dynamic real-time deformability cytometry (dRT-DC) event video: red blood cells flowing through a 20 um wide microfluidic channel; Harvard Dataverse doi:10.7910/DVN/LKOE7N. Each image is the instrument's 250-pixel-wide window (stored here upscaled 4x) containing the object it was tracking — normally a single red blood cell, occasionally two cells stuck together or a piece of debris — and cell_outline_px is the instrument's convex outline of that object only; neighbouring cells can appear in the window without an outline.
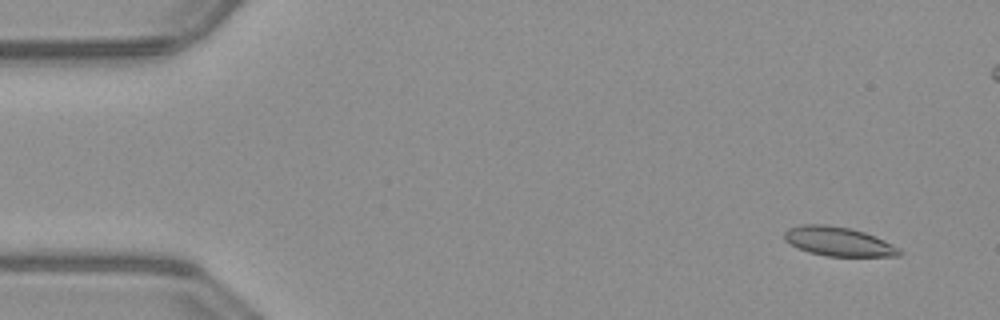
{"species": "common noctule bat (a hibernating species)", "species_latin": "Nyctalus noctula", "temperature_condition": "warm", "stored_images_in_passage": 53, "camera_frame_rate_fps": 3000, "um_per_image_px": 0.085, "animal": {"sex": "male", "body_mass_g": 23.1, "forearm_length_mm": 52.7}, "frame": {"image": 1, "passage_image": 4, "time_ms": 1.0, "image_size_px": [1000, 320], "cell_outline_px": [[904, 252], [900, 256], [824, 256], [808, 252], [784, 240], [784, 232], [788, 228], [800, 224], [828, 224], [848, 228], [864, 232], [876, 236], [900, 248]], "centroid_in_image_um": [71.28, 20.52], "position_along_channel_um": 13.7, "area_um2": 19.65}}
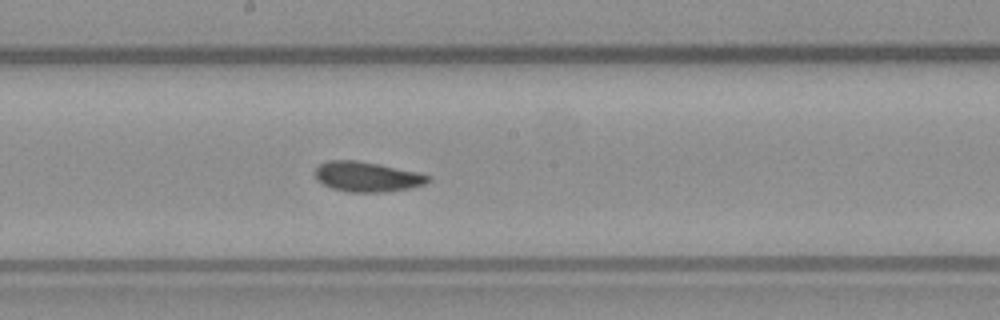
{"frame": {"image": 2, "passage_image": 28, "time_ms": 9.0, "image_size_px": [1000, 320], "cell_outline_px": [[432, 180], [424, 184], [408, 188], [384, 192], [348, 192], [332, 188], [316, 180], [316, 168], [320, 164], [328, 160], [356, 160], [380, 164], [416, 172], [432, 176]], "centroid_in_image_um": [31.21, 15.02], "position_along_channel_um": 217.0, "area_um2": 19.71}}
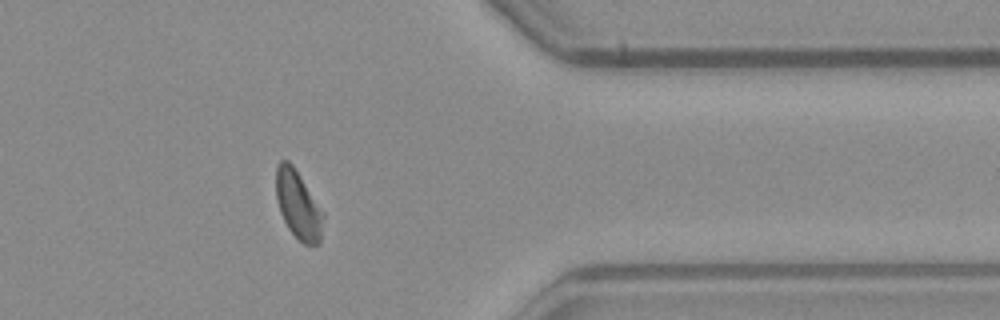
{"frame": {"image": 3, "passage_image": 42, "time_ms": 13.667, "image_size_px": [1000, 320], "cell_outline_px": [[324, 216], [320, 244], [304, 244], [288, 228], [280, 212], [276, 196], [276, 168], [280, 160], [288, 160], [292, 164], [324, 212]], "centroid_in_image_um": [25.35, 17.41], "position_along_channel_um": 386.0, "area_um2": 18.61}, "authors_computed_cell_mechanics": {"area_um2": 19.652, "velocity_mm_per_s": 3.9974, "shape_relaxation_time_tau1_ms": 6.4482, "shape_relaxation_time_tau2_ms": 1.983, "deformation_change_tau1": 0.1477, "deformation_change_tau2": 0.0725}}